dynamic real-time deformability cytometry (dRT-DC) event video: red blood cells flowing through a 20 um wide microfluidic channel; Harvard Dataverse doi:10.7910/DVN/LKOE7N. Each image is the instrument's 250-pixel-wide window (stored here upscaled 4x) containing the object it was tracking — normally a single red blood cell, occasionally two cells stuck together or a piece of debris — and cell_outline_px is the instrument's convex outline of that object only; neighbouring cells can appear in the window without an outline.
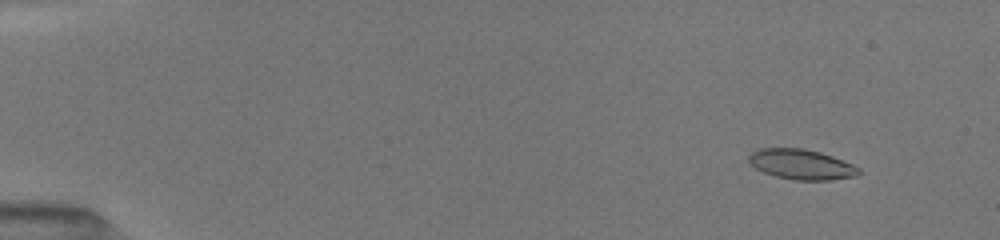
{"species": "common noctule bat (a hibernating species)", "species_latin": "Nyctalus noctula", "temperature_condition": "room temperature", "stored_images_in_passage": 51, "camera_frame_rate_fps": 3000, "um_per_image_px": 0.085, "animal": {"sex": "female", "body_mass_g": 19.5, "forearm_length_mm": 54.1}, "frame": {"image": 1, "passage_image": 5, "time_ms": 1.333, "image_size_px": [1000, 240], "cell_outline_px": [[860, 172], [856, 176], [828, 180], [792, 180], [776, 176], [764, 172], [756, 168], [748, 160], [748, 156], [752, 152], [760, 148], [804, 148], [820, 152], [832, 156], [852, 164], [860, 168]], "centroid_in_image_um": [68.12, 13.97], "position_along_channel_um": 16.9, "area_um2": 19.25}}
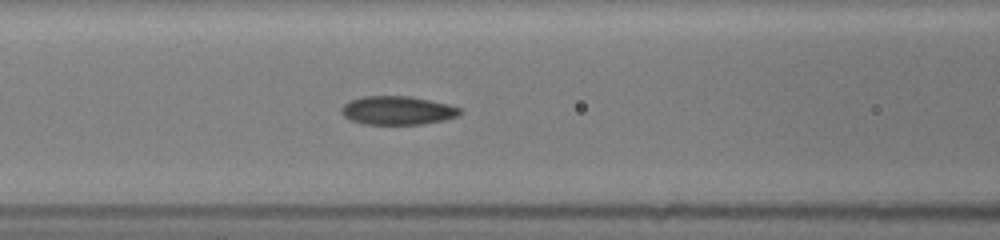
{"frame": {"image": 2, "passage_image": 23, "time_ms": 7.333, "image_size_px": [1000, 240], "cell_outline_px": [[460, 116], [444, 120], [424, 124], [364, 124], [352, 120], [344, 116], [340, 112], [340, 108], [348, 100], [364, 96], [408, 96], [448, 104], [460, 108]], "centroid_in_image_um": [33.76, 9.39], "position_along_channel_um": 132.8, "area_um2": 19.77}}
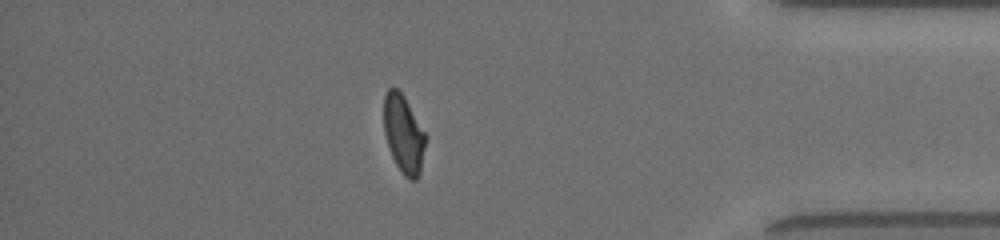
{"frame": {"image": 3, "passage_image": 45, "time_ms": 14.667, "image_size_px": [1000, 240], "cell_outline_px": [[428, 136], [420, 172], [416, 180], [408, 180], [404, 176], [396, 164], [392, 156], [384, 132], [384, 96], [388, 88], [396, 88], [404, 96]], "centroid_in_image_um": [34.33, 11.41], "position_along_channel_um": 400.9, "area_um2": 19.13}, "authors_computed_cell_mechanics": {"area_um2": 19.652, "velocity_mm_per_s": 4.061, "shape_relaxation_time_tau1_ms": 5.5577, "shape_relaxation_time_tau2_ms": 1.3278, "deformation_change_tau1": 0.1581, "deformation_change_tau2": 0.0636}}